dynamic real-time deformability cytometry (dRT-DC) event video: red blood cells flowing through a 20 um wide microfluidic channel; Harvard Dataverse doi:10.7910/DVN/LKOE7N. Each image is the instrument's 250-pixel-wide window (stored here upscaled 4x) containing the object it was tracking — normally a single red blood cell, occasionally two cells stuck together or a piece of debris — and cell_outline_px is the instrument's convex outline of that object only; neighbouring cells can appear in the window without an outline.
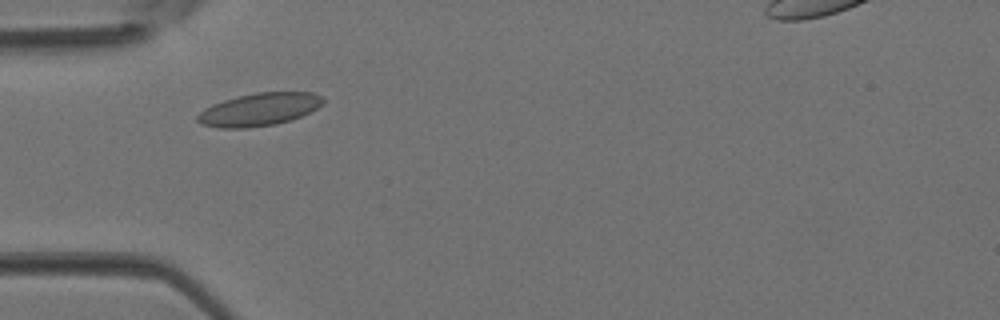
{"species": "Egyptian fruit bat (a non-hibernating species)", "species_latin": "Rousettus aegyptiacus", "temperature_condition": "room temperature", "stored_images_in_passage": 2, "camera_frame_rate_fps": 3000, "um_per_image_px": 0.085, "animal": {"sex": "female"}, "frame": {"image": 1, "passage_image": 1, "time_ms": 0.0, "image_size_px": [1000, 320], "cell_outline_px": [[324, 104], [292, 120], [276, 124], [244, 128], [220, 128], [200, 124], [196, 120], [196, 116], [204, 108], [212, 104], [236, 96], [256, 92], [312, 92], [324, 96]], "centroid_in_image_um": [22.02, 9.3], "position_along_channel_um": 63.0, "area_um2": 24.16}}
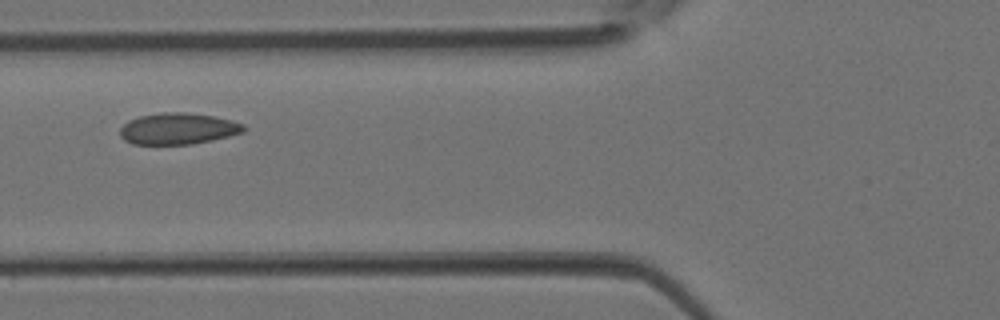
{"frame": {"image": 2, "passage_image": 2, "time_ms": 0.333, "image_size_px": [1000, 320], "cell_outline_px": [[248, 128], [244, 132], [212, 140], [192, 144], [132, 144], [124, 140], [120, 136], [120, 128], [128, 120], [140, 116], [160, 112], [184, 112], [216, 116], [244, 124]], "centroid_in_image_um": [15.14, 10.93], "position_along_channel_um": 110.7, "area_um2": 22.77}}